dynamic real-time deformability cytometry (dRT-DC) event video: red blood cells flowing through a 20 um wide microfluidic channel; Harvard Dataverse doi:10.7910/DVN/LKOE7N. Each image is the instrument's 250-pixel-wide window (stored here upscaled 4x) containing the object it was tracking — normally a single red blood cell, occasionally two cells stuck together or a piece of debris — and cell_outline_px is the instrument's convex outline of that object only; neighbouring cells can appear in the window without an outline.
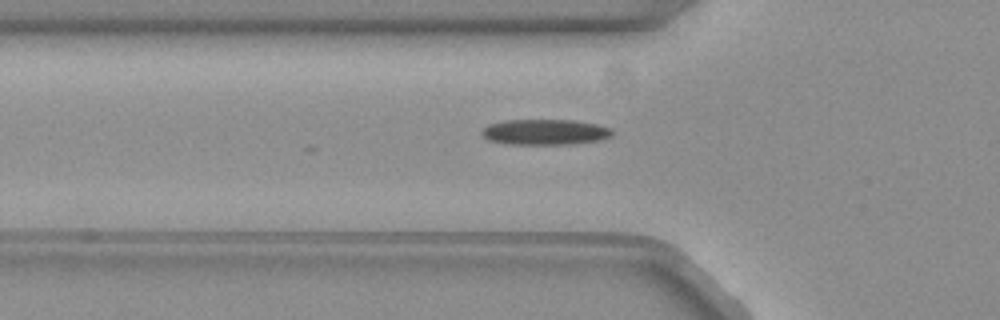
{"species": "common noctule bat (a hibernating species)", "species_latin": "Nyctalus noctula", "temperature_condition": "warm", "stored_images_in_passage": 7, "camera_frame_rate_fps": 3000, "um_per_image_px": 0.085, "animal": {"sex": "female", "body_mass_g": 19.3, "forearm_length_mm": 54.1}, "frame": {"image": 1, "passage_image": 3, "time_ms": 0.667, "image_size_px": [1000, 320], "cell_outline_px": [[612, 132], [608, 136], [596, 140], [572, 144], [508, 144], [488, 140], [480, 132], [488, 124], [504, 120], [576, 120], [596, 124], [612, 128]], "centroid_in_image_um": [46.27, 11.21], "position_along_channel_um": 79.5, "area_um2": 19.31}}